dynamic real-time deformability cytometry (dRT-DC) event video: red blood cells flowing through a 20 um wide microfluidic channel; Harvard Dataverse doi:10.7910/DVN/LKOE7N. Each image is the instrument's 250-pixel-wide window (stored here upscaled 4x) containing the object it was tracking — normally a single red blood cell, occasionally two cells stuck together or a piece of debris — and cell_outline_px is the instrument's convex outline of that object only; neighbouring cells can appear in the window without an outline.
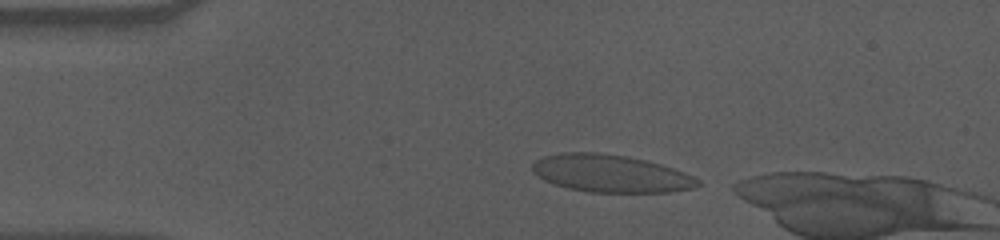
{"species": "human", "species_latin": "Homo sapiens", "temperature_condition": "cold", "stored_images_in_passage": 7, "camera_frame_rate_fps": 3000, "um_per_image_px": 0.085, "donor": {"sex": "male"}, "frame": {"image": 1, "passage_image": 2, "time_ms": 0.333, "image_size_px": [1000, 240], "cell_outline_px": [[700, 184], [692, 188], [668, 192], [588, 192], [568, 188], [552, 184], [536, 176], [532, 172], [532, 164], [536, 160], [544, 156], [564, 152], [596, 152], [628, 156], [660, 164], [684, 172], [700, 180]], "centroid_in_image_um": [51.86, 14.75], "position_along_channel_um": 33.1, "area_um2": 36.18}}